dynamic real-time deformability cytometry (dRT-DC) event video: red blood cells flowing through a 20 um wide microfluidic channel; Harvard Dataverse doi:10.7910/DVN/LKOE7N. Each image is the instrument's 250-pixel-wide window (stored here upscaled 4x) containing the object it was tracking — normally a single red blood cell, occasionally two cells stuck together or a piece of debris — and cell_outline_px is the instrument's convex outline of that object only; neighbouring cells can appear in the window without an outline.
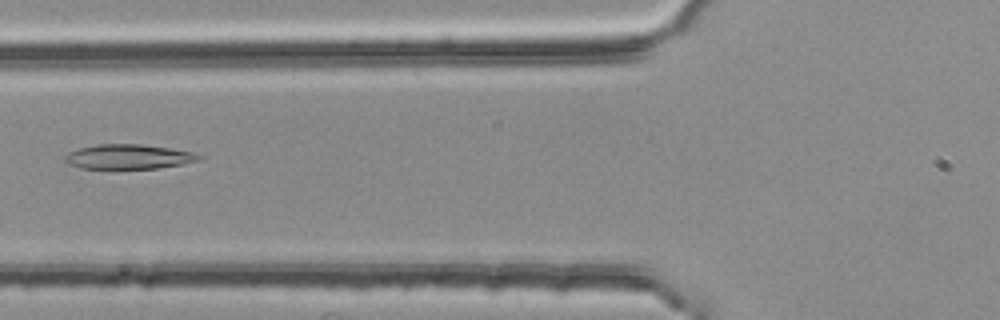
{"species": "common noctule bat (a hibernating species)", "species_latin": "Nyctalus noctula", "temperature_condition": "room temperature", "stored_images_in_passage": 2, "camera_frame_rate_fps": 3000, "um_per_image_px": 0.085, "animal": {"sex": "female", "body_mass_g": 25.1}, "frame": {"image": 1, "passage_image": 2, "time_ms": 0.333, "image_size_px": [1000, 320], "cell_outline_px": [[204, 156], [200, 160], [180, 164], [156, 168], [80, 168], [68, 164], [64, 160], [64, 156], [68, 152], [80, 148], [96, 144], [140, 144], [196, 152]], "centroid_in_image_um": [10.92, 13.31], "position_along_channel_um": 114.9, "area_um2": 19.19}}